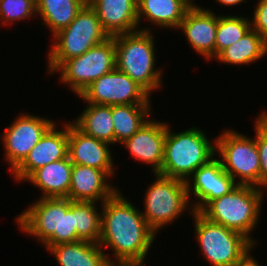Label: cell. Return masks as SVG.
Instances as JSON below:
<instances>
[{
	"mask_svg": "<svg viewBox=\"0 0 267 266\" xmlns=\"http://www.w3.org/2000/svg\"><path fill=\"white\" fill-rule=\"evenodd\" d=\"M54 123L55 121L46 117L19 113L1 135L4 158L10 166L9 171L12 172L26 158Z\"/></svg>",
	"mask_w": 267,
	"mask_h": 266,
	"instance_id": "obj_12",
	"label": "cell"
},
{
	"mask_svg": "<svg viewBox=\"0 0 267 266\" xmlns=\"http://www.w3.org/2000/svg\"><path fill=\"white\" fill-rule=\"evenodd\" d=\"M36 16H41L43 26L56 34L67 27L87 3V0H35Z\"/></svg>",
	"mask_w": 267,
	"mask_h": 266,
	"instance_id": "obj_25",
	"label": "cell"
},
{
	"mask_svg": "<svg viewBox=\"0 0 267 266\" xmlns=\"http://www.w3.org/2000/svg\"><path fill=\"white\" fill-rule=\"evenodd\" d=\"M218 14L203 6H191L178 27L184 33L189 45L205 60L215 58Z\"/></svg>",
	"mask_w": 267,
	"mask_h": 266,
	"instance_id": "obj_16",
	"label": "cell"
},
{
	"mask_svg": "<svg viewBox=\"0 0 267 266\" xmlns=\"http://www.w3.org/2000/svg\"><path fill=\"white\" fill-rule=\"evenodd\" d=\"M266 55L267 42L251 28L241 39L222 50L213 60L233 66H248Z\"/></svg>",
	"mask_w": 267,
	"mask_h": 266,
	"instance_id": "obj_23",
	"label": "cell"
},
{
	"mask_svg": "<svg viewBox=\"0 0 267 266\" xmlns=\"http://www.w3.org/2000/svg\"><path fill=\"white\" fill-rule=\"evenodd\" d=\"M62 126L64 129L59 130L55 122L26 158L10 172L17 183L25 182L38 168L68 157V121Z\"/></svg>",
	"mask_w": 267,
	"mask_h": 266,
	"instance_id": "obj_14",
	"label": "cell"
},
{
	"mask_svg": "<svg viewBox=\"0 0 267 266\" xmlns=\"http://www.w3.org/2000/svg\"><path fill=\"white\" fill-rule=\"evenodd\" d=\"M190 7L191 5L185 0H137L139 30L153 31L146 26L141 28L142 18L157 28L178 30Z\"/></svg>",
	"mask_w": 267,
	"mask_h": 266,
	"instance_id": "obj_20",
	"label": "cell"
},
{
	"mask_svg": "<svg viewBox=\"0 0 267 266\" xmlns=\"http://www.w3.org/2000/svg\"><path fill=\"white\" fill-rule=\"evenodd\" d=\"M167 123L150 118L136 133L125 140L124 145L135 162L149 164L152 173L161 170L164 159V144L166 138Z\"/></svg>",
	"mask_w": 267,
	"mask_h": 266,
	"instance_id": "obj_17",
	"label": "cell"
},
{
	"mask_svg": "<svg viewBox=\"0 0 267 266\" xmlns=\"http://www.w3.org/2000/svg\"><path fill=\"white\" fill-rule=\"evenodd\" d=\"M152 31L138 30L115 35L116 68L140 85L150 96L163 86L161 68H156Z\"/></svg>",
	"mask_w": 267,
	"mask_h": 266,
	"instance_id": "obj_4",
	"label": "cell"
},
{
	"mask_svg": "<svg viewBox=\"0 0 267 266\" xmlns=\"http://www.w3.org/2000/svg\"><path fill=\"white\" fill-rule=\"evenodd\" d=\"M251 19V28L267 42V0H258Z\"/></svg>",
	"mask_w": 267,
	"mask_h": 266,
	"instance_id": "obj_31",
	"label": "cell"
},
{
	"mask_svg": "<svg viewBox=\"0 0 267 266\" xmlns=\"http://www.w3.org/2000/svg\"><path fill=\"white\" fill-rule=\"evenodd\" d=\"M17 215L16 224L47 250L77 241L75 201L69 198H38Z\"/></svg>",
	"mask_w": 267,
	"mask_h": 266,
	"instance_id": "obj_2",
	"label": "cell"
},
{
	"mask_svg": "<svg viewBox=\"0 0 267 266\" xmlns=\"http://www.w3.org/2000/svg\"><path fill=\"white\" fill-rule=\"evenodd\" d=\"M108 38L98 15L87 2L67 27L53 35L47 54V74L51 75L63 61L84 54Z\"/></svg>",
	"mask_w": 267,
	"mask_h": 266,
	"instance_id": "obj_6",
	"label": "cell"
},
{
	"mask_svg": "<svg viewBox=\"0 0 267 266\" xmlns=\"http://www.w3.org/2000/svg\"><path fill=\"white\" fill-rule=\"evenodd\" d=\"M238 184L216 157L199 167L186 181L191 207L200 212L210 201L229 194ZM192 194H194L193 200ZM193 202V203H191Z\"/></svg>",
	"mask_w": 267,
	"mask_h": 266,
	"instance_id": "obj_13",
	"label": "cell"
},
{
	"mask_svg": "<svg viewBox=\"0 0 267 266\" xmlns=\"http://www.w3.org/2000/svg\"><path fill=\"white\" fill-rule=\"evenodd\" d=\"M154 175V182L145 191V210L141 213L148 226L158 234L161 228L174 223L188 209L190 213L194 210L189 202L185 181L159 173Z\"/></svg>",
	"mask_w": 267,
	"mask_h": 266,
	"instance_id": "obj_7",
	"label": "cell"
},
{
	"mask_svg": "<svg viewBox=\"0 0 267 266\" xmlns=\"http://www.w3.org/2000/svg\"><path fill=\"white\" fill-rule=\"evenodd\" d=\"M187 3H189L191 6H198V4H195L194 0H185Z\"/></svg>",
	"mask_w": 267,
	"mask_h": 266,
	"instance_id": "obj_35",
	"label": "cell"
},
{
	"mask_svg": "<svg viewBox=\"0 0 267 266\" xmlns=\"http://www.w3.org/2000/svg\"><path fill=\"white\" fill-rule=\"evenodd\" d=\"M220 15V16H219ZM218 15L216 31L215 57L224 49L231 46L251 29L250 18L238 15Z\"/></svg>",
	"mask_w": 267,
	"mask_h": 266,
	"instance_id": "obj_28",
	"label": "cell"
},
{
	"mask_svg": "<svg viewBox=\"0 0 267 266\" xmlns=\"http://www.w3.org/2000/svg\"><path fill=\"white\" fill-rule=\"evenodd\" d=\"M46 251L51 253L59 266H112L109 255L98 243L76 241L51 246Z\"/></svg>",
	"mask_w": 267,
	"mask_h": 266,
	"instance_id": "obj_22",
	"label": "cell"
},
{
	"mask_svg": "<svg viewBox=\"0 0 267 266\" xmlns=\"http://www.w3.org/2000/svg\"><path fill=\"white\" fill-rule=\"evenodd\" d=\"M78 97L97 105L152 104V96L117 68L96 79Z\"/></svg>",
	"mask_w": 267,
	"mask_h": 266,
	"instance_id": "obj_11",
	"label": "cell"
},
{
	"mask_svg": "<svg viewBox=\"0 0 267 266\" xmlns=\"http://www.w3.org/2000/svg\"><path fill=\"white\" fill-rule=\"evenodd\" d=\"M110 144L89 136L68 122V157L73 164L104 170L110 177L116 174Z\"/></svg>",
	"mask_w": 267,
	"mask_h": 266,
	"instance_id": "obj_15",
	"label": "cell"
},
{
	"mask_svg": "<svg viewBox=\"0 0 267 266\" xmlns=\"http://www.w3.org/2000/svg\"><path fill=\"white\" fill-rule=\"evenodd\" d=\"M170 127L167 122L164 159L158 173L186 182L199 167L215 157L216 138L209 140L203 129L194 126L178 133H173Z\"/></svg>",
	"mask_w": 267,
	"mask_h": 266,
	"instance_id": "obj_3",
	"label": "cell"
},
{
	"mask_svg": "<svg viewBox=\"0 0 267 266\" xmlns=\"http://www.w3.org/2000/svg\"><path fill=\"white\" fill-rule=\"evenodd\" d=\"M246 0H215V2H217L219 5L221 4V6H236V5H241L242 3H244Z\"/></svg>",
	"mask_w": 267,
	"mask_h": 266,
	"instance_id": "obj_33",
	"label": "cell"
},
{
	"mask_svg": "<svg viewBox=\"0 0 267 266\" xmlns=\"http://www.w3.org/2000/svg\"><path fill=\"white\" fill-rule=\"evenodd\" d=\"M110 178L104 170L73 164L69 199L102 204L119 190L110 183Z\"/></svg>",
	"mask_w": 267,
	"mask_h": 266,
	"instance_id": "obj_18",
	"label": "cell"
},
{
	"mask_svg": "<svg viewBox=\"0 0 267 266\" xmlns=\"http://www.w3.org/2000/svg\"><path fill=\"white\" fill-rule=\"evenodd\" d=\"M115 68V41L114 37H109L84 54L63 61L51 74L59 72L60 82L79 96L96 79Z\"/></svg>",
	"mask_w": 267,
	"mask_h": 266,
	"instance_id": "obj_10",
	"label": "cell"
},
{
	"mask_svg": "<svg viewBox=\"0 0 267 266\" xmlns=\"http://www.w3.org/2000/svg\"><path fill=\"white\" fill-rule=\"evenodd\" d=\"M151 105H112V121L117 145L129 139L152 117Z\"/></svg>",
	"mask_w": 267,
	"mask_h": 266,
	"instance_id": "obj_26",
	"label": "cell"
},
{
	"mask_svg": "<svg viewBox=\"0 0 267 266\" xmlns=\"http://www.w3.org/2000/svg\"><path fill=\"white\" fill-rule=\"evenodd\" d=\"M264 194L265 190L258 187L237 185L229 194L210 201L200 213L212 222L243 234L257 245L251 235L259 224Z\"/></svg>",
	"mask_w": 267,
	"mask_h": 266,
	"instance_id": "obj_5",
	"label": "cell"
},
{
	"mask_svg": "<svg viewBox=\"0 0 267 266\" xmlns=\"http://www.w3.org/2000/svg\"><path fill=\"white\" fill-rule=\"evenodd\" d=\"M99 204L101 236L98 244L103 251L110 248L113 252L109 263L116 266L123 261L147 259L157 234L148 226L140 209L119 190Z\"/></svg>",
	"mask_w": 267,
	"mask_h": 266,
	"instance_id": "obj_1",
	"label": "cell"
},
{
	"mask_svg": "<svg viewBox=\"0 0 267 266\" xmlns=\"http://www.w3.org/2000/svg\"><path fill=\"white\" fill-rule=\"evenodd\" d=\"M190 215L198 248L211 266H233L255 246L243 234L208 220L200 212L193 211Z\"/></svg>",
	"mask_w": 267,
	"mask_h": 266,
	"instance_id": "obj_9",
	"label": "cell"
},
{
	"mask_svg": "<svg viewBox=\"0 0 267 266\" xmlns=\"http://www.w3.org/2000/svg\"><path fill=\"white\" fill-rule=\"evenodd\" d=\"M254 246L249 249L233 266H261L251 254Z\"/></svg>",
	"mask_w": 267,
	"mask_h": 266,
	"instance_id": "obj_32",
	"label": "cell"
},
{
	"mask_svg": "<svg viewBox=\"0 0 267 266\" xmlns=\"http://www.w3.org/2000/svg\"><path fill=\"white\" fill-rule=\"evenodd\" d=\"M97 202L75 201V227L77 241L99 243L101 236V211Z\"/></svg>",
	"mask_w": 267,
	"mask_h": 266,
	"instance_id": "obj_27",
	"label": "cell"
},
{
	"mask_svg": "<svg viewBox=\"0 0 267 266\" xmlns=\"http://www.w3.org/2000/svg\"><path fill=\"white\" fill-rule=\"evenodd\" d=\"M145 259L143 260H128V261H123L119 264H117L116 266H146V264L144 263Z\"/></svg>",
	"mask_w": 267,
	"mask_h": 266,
	"instance_id": "obj_34",
	"label": "cell"
},
{
	"mask_svg": "<svg viewBox=\"0 0 267 266\" xmlns=\"http://www.w3.org/2000/svg\"><path fill=\"white\" fill-rule=\"evenodd\" d=\"M255 136L247 135L231 128L224 129L216 136V154L227 172L238 185H250L260 188V159Z\"/></svg>",
	"mask_w": 267,
	"mask_h": 266,
	"instance_id": "obj_8",
	"label": "cell"
},
{
	"mask_svg": "<svg viewBox=\"0 0 267 266\" xmlns=\"http://www.w3.org/2000/svg\"><path fill=\"white\" fill-rule=\"evenodd\" d=\"M73 163L69 157L35 170L25 181L40 189V198H69Z\"/></svg>",
	"mask_w": 267,
	"mask_h": 266,
	"instance_id": "obj_21",
	"label": "cell"
},
{
	"mask_svg": "<svg viewBox=\"0 0 267 266\" xmlns=\"http://www.w3.org/2000/svg\"><path fill=\"white\" fill-rule=\"evenodd\" d=\"M34 15H37L35 0H0V24L2 26L28 20Z\"/></svg>",
	"mask_w": 267,
	"mask_h": 266,
	"instance_id": "obj_29",
	"label": "cell"
},
{
	"mask_svg": "<svg viewBox=\"0 0 267 266\" xmlns=\"http://www.w3.org/2000/svg\"><path fill=\"white\" fill-rule=\"evenodd\" d=\"M256 144L260 159V189L267 190V110L256 117Z\"/></svg>",
	"mask_w": 267,
	"mask_h": 266,
	"instance_id": "obj_30",
	"label": "cell"
},
{
	"mask_svg": "<svg viewBox=\"0 0 267 266\" xmlns=\"http://www.w3.org/2000/svg\"><path fill=\"white\" fill-rule=\"evenodd\" d=\"M88 104L72 123L85 134L106 143L115 144L112 106Z\"/></svg>",
	"mask_w": 267,
	"mask_h": 266,
	"instance_id": "obj_24",
	"label": "cell"
},
{
	"mask_svg": "<svg viewBox=\"0 0 267 266\" xmlns=\"http://www.w3.org/2000/svg\"><path fill=\"white\" fill-rule=\"evenodd\" d=\"M103 30L113 37L139 30L137 0H87Z\"/></svg>",
	"mask_w": 267,
	"mask_h": 266,
	"instance_id": "obj_19",
	"label": "cell"
}]
</instances>
